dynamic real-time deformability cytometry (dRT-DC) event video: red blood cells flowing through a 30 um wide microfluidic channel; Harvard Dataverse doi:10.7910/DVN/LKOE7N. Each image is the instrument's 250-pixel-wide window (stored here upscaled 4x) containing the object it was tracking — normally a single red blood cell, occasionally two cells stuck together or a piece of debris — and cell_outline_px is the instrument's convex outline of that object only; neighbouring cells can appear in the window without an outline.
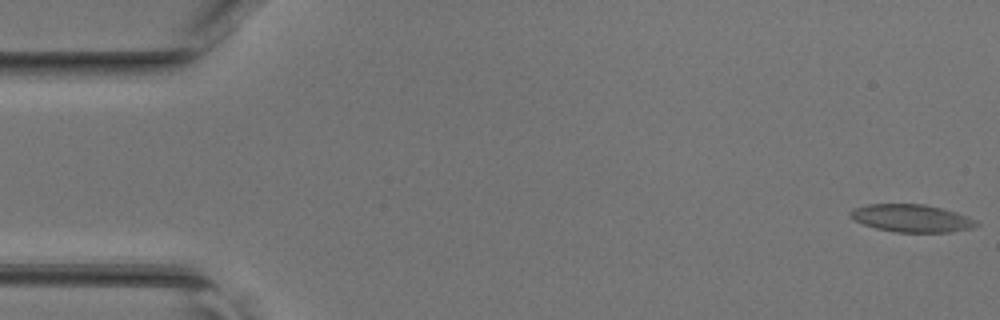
{"species": "common noctule bat (a hibernating species)", "species_latin": "Nyctalus noctula", "temperature_condition": "room temperature", "stored_images_in_passage": 46, "camera_frame_rate_fps": 3000, "um_per_image_px": 0.085, "animal": {"sex": "female", "body_mass_g": 17.0, "forearm_length_mm": 48.0}, "frame": {"image": 1, "passage_image": 1, "time_ms": 0.0, "image_size_px": [1000, 320], "cell_outline_px": [[980, 224], [972, 228], [952, 232], [896, 232], [876, 228], [852, 220], [848, 216], [848, 212], [852, 208], [868, 204], [924, 204], [956, 212], [968, 216], [976, 220]], "centroid_in_image_um": [77.46, 18.55], "position_along_channel_um": 7.5, "area_um2": 20.46}}
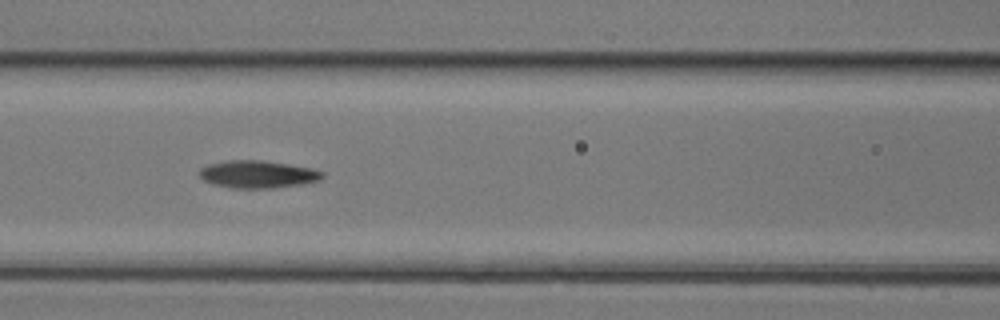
{"frame": {"image": 2, "passage_image": 20, "time_ms": 6.333, "image_size_px": [1000, 320], "cell_outline_px": [[324, 176], [320, 180], [304, 184], [272, 188], [232, 188], [212, 184], [204, 180], [196, 172], [200, 168], [208, 164], [228, 160], [264, 160], [312, 168], [324, 172]], "centroid_in_image_um": [21.9, 14.81], "position_along_channel_um": 144.7, "area_um2": 19.94}}
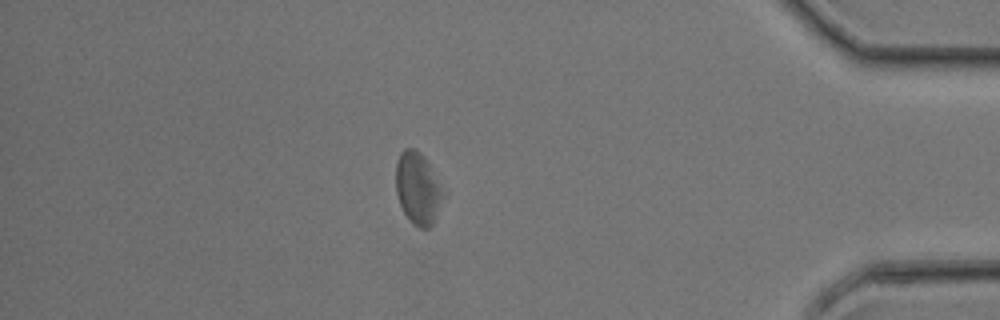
{"frame": {"image": 3, "passage_image": 40, "time_ms": 13.0, "image_size_px": [1000, 320], "cell_outline_px": [[448, 192], [432, 224], [428, 228], [420, 228], [412, 224], [408, 220], [400, 204], [396, 192], [396, 160], [400, 152], [404, 148], [416, 148], [424, 156]], "centroid_in_image_um": [35.56, 15.99], "position_along_channel_um": 399.6, "area_um2": 20.58}}